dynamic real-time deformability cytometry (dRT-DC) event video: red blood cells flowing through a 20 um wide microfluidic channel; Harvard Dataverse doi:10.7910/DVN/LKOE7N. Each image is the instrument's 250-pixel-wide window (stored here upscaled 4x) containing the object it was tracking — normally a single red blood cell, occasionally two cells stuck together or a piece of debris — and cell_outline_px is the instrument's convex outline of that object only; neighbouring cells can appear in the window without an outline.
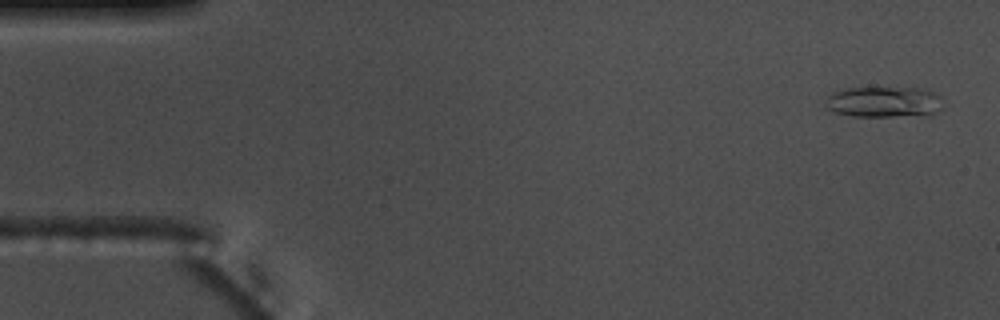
{"species": "common noctule bat (a hibernating species)", "species_latin": "Nyctalus noctula", "temperature_condition": "warm", "stored_images_in_passage": 54, "camera_frame_rate_fps": 3000, "um_per_image_px": 0.085, "animal": {"sex": "male", "body_mass_g": 17.5, "forearm_length_mm": 52.3}, "frame": {"image": 1, "passage_image": 2, "time_ms": 0.333, "image_size_px": [1000, 320], "cell_outline_px": [[940, 108], [936, 112], [928, 116], [852, 116], [836, 112], [828, 108], [824, 104], [828, 96], [832, 92], [848, 88], [920, 88], [932, 92], [940, 96]], "centroid_in_image_um": [75.13, 8.67], "position_along_channel_um": 9.9, "area_um2": 21.04}}
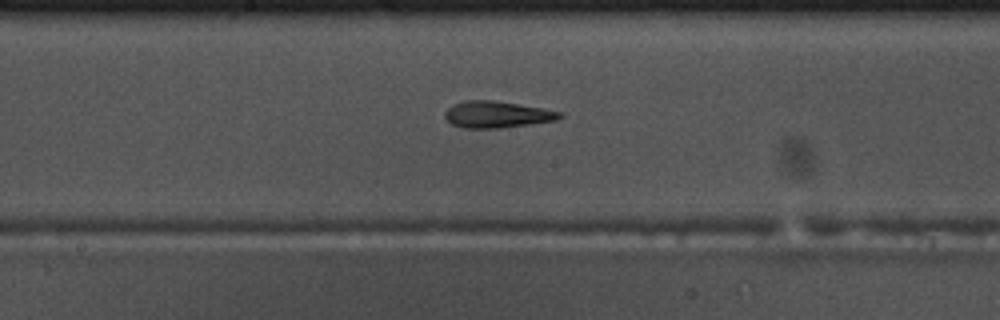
{"frame": {"image": 2, "passage_image": 28, "time_ms": 9.0, "image_size_px": [1000, 320], "cell_outline_px": [[564, 116], [556, 120], [500, 128], [464, 128], [452, 124], [444, 116], [444, 112], [452, 104], [464, 100], [496, 100], [544, 108], [564, 112]], "centroid_in_image_um": [42.25, 9.71], "position_along_channel_um": 205.9, "area_um2": 17.98}}
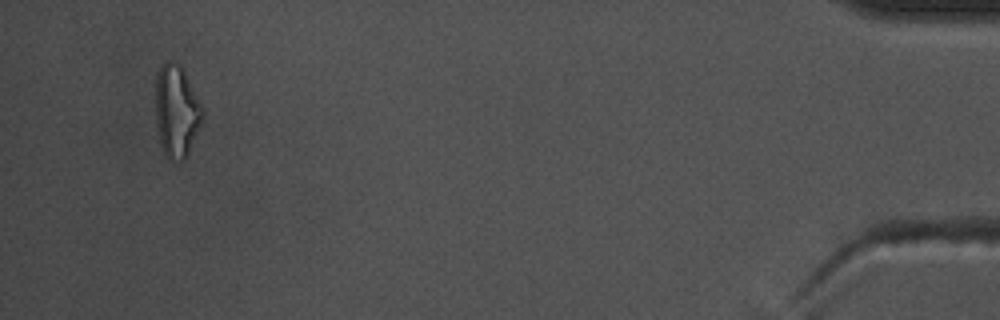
{"frame": {"image": 3, "passage_image": 52, "time_ms": 17.0, "image_size_px": [1000, 320], "cell_outline_px": [[204, 116], [188, 152], [184, 160], [168, 160], [160, 144], [156, 124], [156, 72], [160, 64], [164, 60], [172, 60], [180, 64], [184, 68], [204, 108]], "centroid_in_image_um": [15.0, 9.37], "position_along_channel_um": 420.2, "area_um2": 25.72}, "authors_computed_cell_mechanics": {"area_um2": 18.0914, "velocity_mm_per_s": 3.6984, "shape_relaxation_time_tau1_ms": 6.373, "shape_relaxation_time_tau2_ms": 1.1332, "deformation_change_tau1": 0.2457, "deformation_change_tau2": 0.1264}}